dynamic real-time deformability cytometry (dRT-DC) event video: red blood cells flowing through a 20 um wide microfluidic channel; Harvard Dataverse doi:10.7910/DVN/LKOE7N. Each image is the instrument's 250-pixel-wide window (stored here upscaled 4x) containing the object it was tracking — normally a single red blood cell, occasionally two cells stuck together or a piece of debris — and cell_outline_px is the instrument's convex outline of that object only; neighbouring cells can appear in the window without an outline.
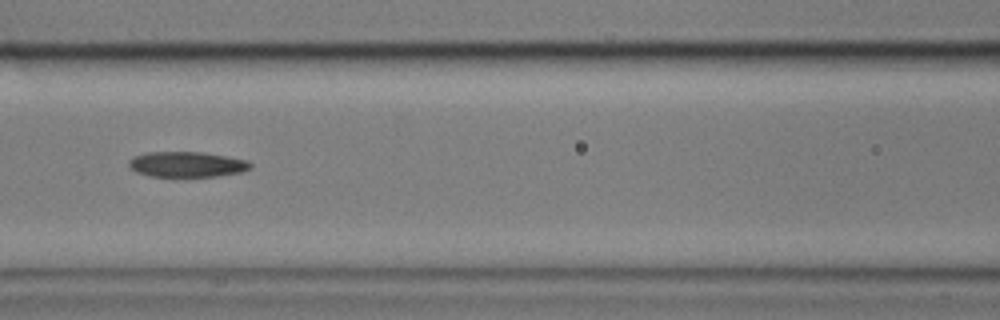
{"species": "common noctule bat (a hibernating species)", "species_latin": "Nyctalus noctula", "temperature_condition": "cold", "stored_images_in_passage": 36, "camera_frame_rate_fps": 3000, "um_per_image_px": 0.085, "animal": {"sex": "male", "body_mass_g": 17.9}, "frame": {"image": 1, "passage_image": 11, "time_ms": 3.333, "image_size_px": [1000, 320], "cell_outline_px": [[252, 168], [244, 172], [216, 176], [152, 176], [136, 172], [128, 168], [128, 160], [132, 156], [148, 152], [204, 152], [248, 160], [252, 164]], "centroid_in_image_um": [15.89, 13.96], "position_along_channel_um": 150.7, "area_um2": 18.21}, "authors_computed_cell_mechanics": {"area_um2": 18.6694, "velocity_mm_per_s": 3.4287, "shape_relaxation_time_tau1_ms": 10.6291, "shape_relaxation_time_tau2_ms": 7.118, "deformation_change_tau1": 0.2104, "deformation_change_tau2": 0.1759}}